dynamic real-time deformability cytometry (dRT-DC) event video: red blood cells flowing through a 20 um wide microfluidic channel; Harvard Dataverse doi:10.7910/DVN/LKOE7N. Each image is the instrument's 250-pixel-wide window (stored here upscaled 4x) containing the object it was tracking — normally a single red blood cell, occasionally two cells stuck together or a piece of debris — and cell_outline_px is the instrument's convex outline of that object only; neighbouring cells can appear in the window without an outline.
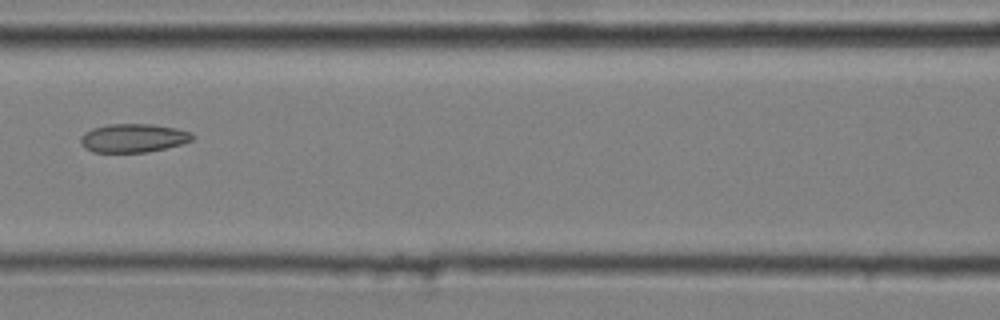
{"species": "common noctule bat (a hibernating species)", "species_latin": "Nyctalus noctula", "temperature_condition": "cold", "stored_images_in_passage": 9, "camera_frame_rate_fps": 3000, "um_per_image_px": 0.085, "animal": {"sex": "male", "body_mass_g": 20.4}, "frame": {"image": 1, "passage_image": 7, "time_ms": 2.0, "image_size_px": [1000, 320], "cell_outline_px": [[196, 136], [192, 140], [180, 144], [148, 152], [92, 152], [84, 148], [80, 140], [80, 136], [84, 132], [92, 128], [108, 124], [152, 124], [176, 128], [192, 132]], "centroid_in_image_um": [11.32, 11.73], "position_along_channel_um": 155.3, "area_um2": 18.73}}
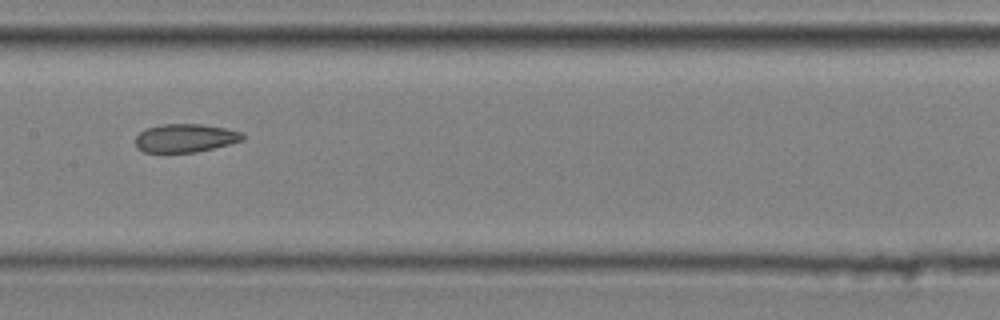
{"frame": {"image": 2, "passage_image": 8, "time_ms": 2.333, "image_size_px": [1000, 320], "cell_outline_px": [[244, 140], [196, 152], [144, 152], [136, 148], [136, 136], [144, 128], [160, 124], [200, 124], [224, 128], [244, 132]], "centroid_in_image_um": [15.73, 11.73], "position_along_channel_um": 191.7, "area_um2": 17.74}}
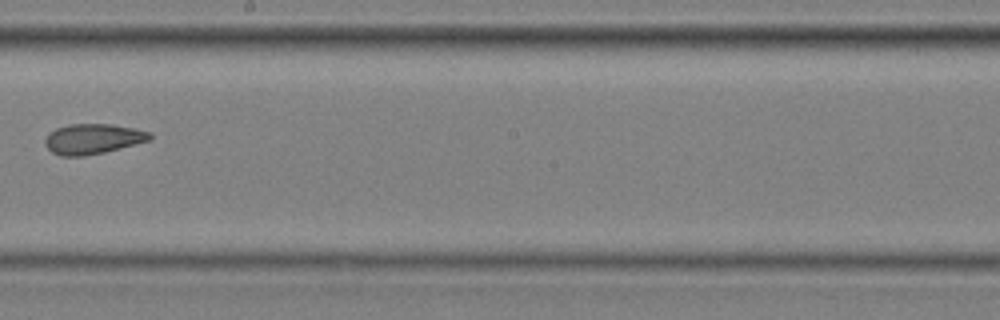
{"frame": {"image": 3, "passage_image": 9, "time_ms": 2.667, "image_size_px": [1000, 320], "cell_outline_px": [[152, 136], [148, 140], [120, 148], [104, 152], [84, 156], [60, 156], [52, 152], [44, 144], [44, 140], [56, 128], [68, 124], [112, 124], [152, 132]], "centroid_in_image_um": [7.88, 11.8], "position_along_channel_um": 240.3, "area_um2": 18.26}}